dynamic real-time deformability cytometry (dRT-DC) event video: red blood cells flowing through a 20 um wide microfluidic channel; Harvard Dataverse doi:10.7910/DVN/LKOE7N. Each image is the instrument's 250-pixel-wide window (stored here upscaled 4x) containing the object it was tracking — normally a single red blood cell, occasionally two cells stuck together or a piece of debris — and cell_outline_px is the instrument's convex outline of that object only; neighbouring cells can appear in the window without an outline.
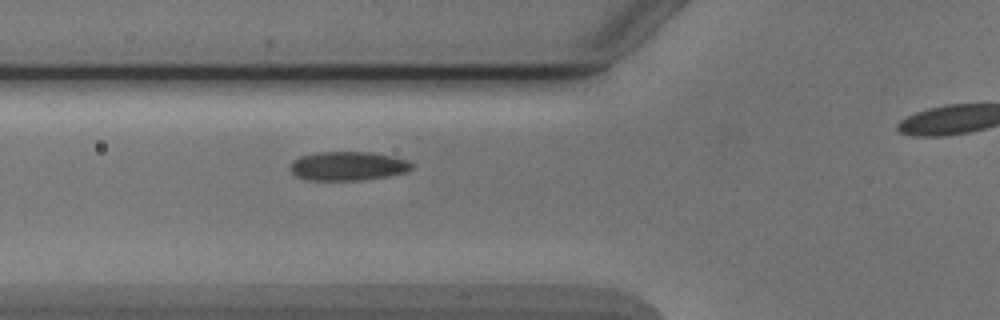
{"species": "Egyptian fruit bat (a non-hibernating species)", "species_latin": "Rousettus aegyptiacus", "temperature_condition": "cold", "stored_images_in_passage": 3, "camera_frame_rate_fps": 3000, "um_per_image_px": 0.085, "animal": {"sex": "male"}, "frame": {"image": 1, "passage_image": 2, "time_ms": 1.0, "image_size_px": [1000, 320], "cell_outline_px": [[412, 168], [408, 172], [388, 176], [360, 180], [304, 180], [296, 176], [288, 168], [292, 160], [300, 156], [316, 152], [372, 152], [392, 156], [408, 160], [412, 164]], "centroid_in_image_um": [29.54, 14.11], "position_along_channel_um": 96.3, "area_um2": 20.75}}